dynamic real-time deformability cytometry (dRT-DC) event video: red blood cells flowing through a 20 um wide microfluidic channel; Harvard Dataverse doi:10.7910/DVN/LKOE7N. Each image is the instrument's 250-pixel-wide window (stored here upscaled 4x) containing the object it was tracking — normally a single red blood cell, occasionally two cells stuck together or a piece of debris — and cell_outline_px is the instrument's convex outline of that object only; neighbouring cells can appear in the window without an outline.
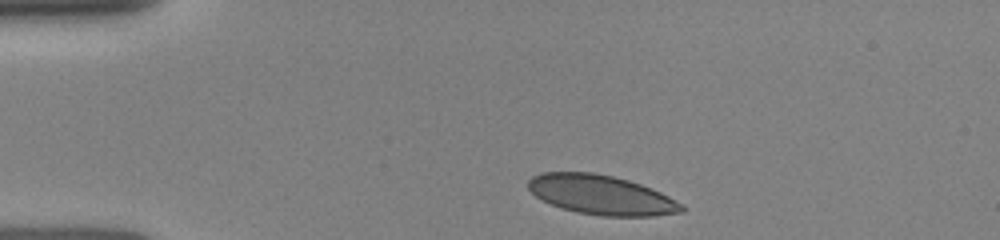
{"species": "human", "species_latin": "Homo sapiens", "temperature_condition": "room temperature", "stored_images_in_passage": 6, "camera_frame_rate_fps": 3000, "um_per_image_px": 0.085, "donor": {"sex": "female"}, "frame": {"image": 1, "passage_image": 1, "time_ms": 0.0, "image_size_px": [1000, 240], "cell_outline_px": [[684, 212], [652, 216], [604, 216], [576, 212], [560, 208], [536, 196], [528, 188], [528, 180], [532, 176], [540, 172], [592, 172], [612, 176], [628, 180], [652, 188], [684, 204]], "centroid_in_image_um": [51.12, 16.56], "position_along_channel_um": 33.9, "area_um2": 35.32}}
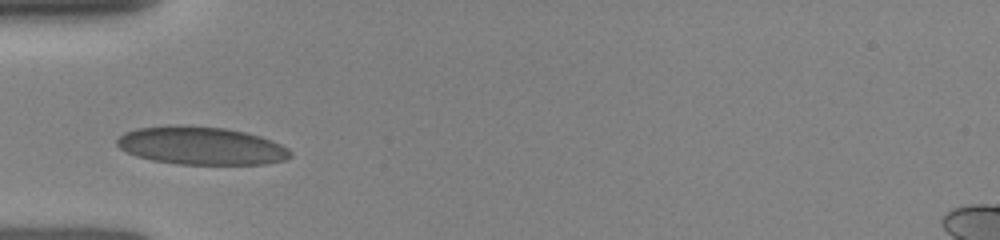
{"frame": {"image": 2, "passage_image": 3, "time_ms": 2.0, "image_size_px": [1000, 240], "cell_outline_px": [[292, 156], [284, 160], [268, 164], [176, 164], [152, 160], [136, 156], [120, 148], [116, 144], [116, 140], [124, 132], [136, 128], [176, 124], [184, 124], [224, 128], [244, 132], [260, 136], [272, 140], [288, 148], [292, 152]], "centroid_in_image_um": [17.09, 12.38], "position_along_channel_um": 67.9, "area_um2": 38.67}}
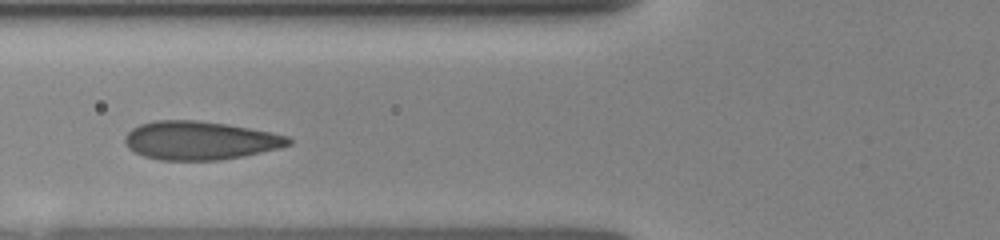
{"frame": {"image": 3, "passage_image": 5, "time_ms": 3.0, "image_size_px": [1000, 240], "cell_outline_px": [[292, 144], [280, 148], [244, 156], [220, 160], [160, 160], [144, 156], [128, 148], [124, 140], [124, 136], [132, 128], [140, 124], [156, 120], [196, 120], [228, 124], [272, 132], [288, 136], [292, 140]], "centroid_in_image_um": [17.01, 11.94], "position_along_channel_um": 108.8, "area_um2": 36.88}}